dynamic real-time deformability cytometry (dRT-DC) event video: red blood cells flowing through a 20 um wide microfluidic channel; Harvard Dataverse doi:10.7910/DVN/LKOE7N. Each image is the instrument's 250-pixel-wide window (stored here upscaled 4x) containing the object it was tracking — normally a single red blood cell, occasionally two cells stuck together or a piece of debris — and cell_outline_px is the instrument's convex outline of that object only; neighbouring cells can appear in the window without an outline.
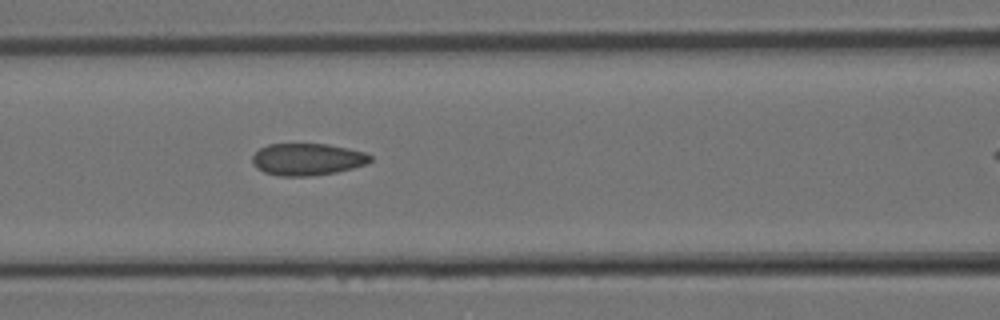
{"species": "Egyptian fruit bat (a non-hibernating species)", "species_latin": "Rousettus aegyptiacus", "temperature_condition": "room temperature", "stored_images_in_passage": 9, "segment_of_instrument_passage": [1, 2], "camera_frame_rate_fps": 3000, "um_per_image_px": 0.085, "animal": {"sex": "female"}, "frame": {"image": 1, "passage_image": 8, "time_ms": 2.333, "image_size_px": [1000, 320], "cell_outline_px": [[372, 160], [368, 164], [336, 172], [308, 176], [280, 176], [264, 172], [256, 168], [252, 164], [252, 156], [260, 148], [268, 144], [328, 144], [348, 148], [364, 152], [372, 156]], "centroid_in_image_um": [26.12, 13.54], "position_along_channel_um": 140.5, "area_um2": 22.08}}